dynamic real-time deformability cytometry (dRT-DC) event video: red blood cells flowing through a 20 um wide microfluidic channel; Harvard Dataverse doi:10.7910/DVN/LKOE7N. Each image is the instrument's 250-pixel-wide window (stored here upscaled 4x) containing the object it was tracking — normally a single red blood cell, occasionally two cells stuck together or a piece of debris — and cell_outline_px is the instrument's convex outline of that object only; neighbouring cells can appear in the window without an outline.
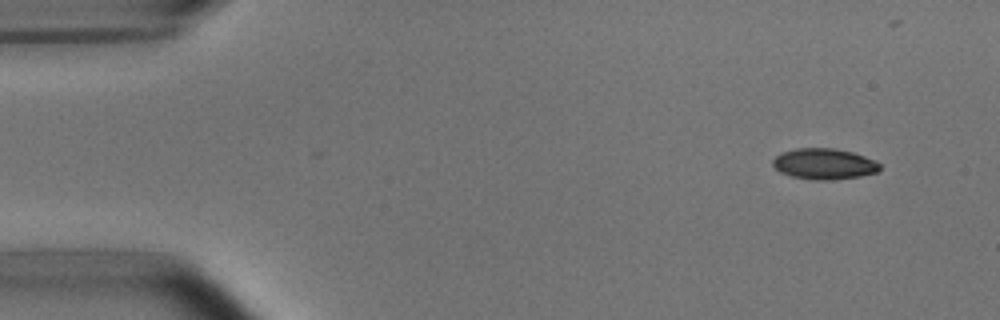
{"species": "common noctule bat (a hibernating species)", "species_latin": "Nyctalus noctula", "temperature_condition": "room temperature", "stored_images_in_passage": 4, "camera_frame_rate_fps": 3000, "um_per_image_px": 0.085, "animal": {"sex": "male", "body_mass_g": 15.6}, "frame": {"image": 1, "passage_image": 1, "time_ms": 0.0, "image_size_px": [1000, 320], "cell_outline_px": [[880, 168], [876, 172], [860, 176], [832, 180], [812, 180], [792, 176], [780, 172], [772, 164], [772, 160], [776, 156], [784, 152], [796, 148], [832, 148], [852, 152], [864, 156], [880, 164]], "centroid_in_image_um": [70.03, 13.94], "position_along_channel_um": 15.0, "area_um2": 19.07}}
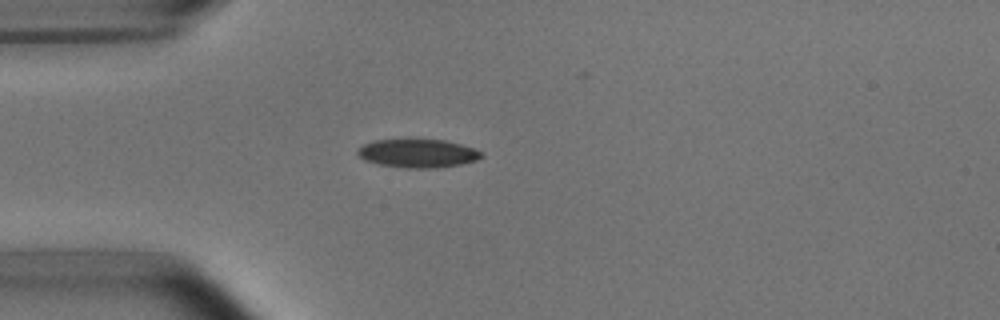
{"frame": {"image": 2, "passage_image": 4, "time_ms": 3.333, "image_size_px": [1000, 320], "cell_outline_px": [[484, 156], [476, 160], [460, 164], [436, 168], [408, 168], [380, 164], [364, 160], [356, 152], [364, 144], [376, 140], [444, 140], [460, 144], [472, 148], [480, 152]], "centroid_in_image_um": [35.51, 13.04], "position_along_channel_um": 49.5, "area_um2": 20.11}}